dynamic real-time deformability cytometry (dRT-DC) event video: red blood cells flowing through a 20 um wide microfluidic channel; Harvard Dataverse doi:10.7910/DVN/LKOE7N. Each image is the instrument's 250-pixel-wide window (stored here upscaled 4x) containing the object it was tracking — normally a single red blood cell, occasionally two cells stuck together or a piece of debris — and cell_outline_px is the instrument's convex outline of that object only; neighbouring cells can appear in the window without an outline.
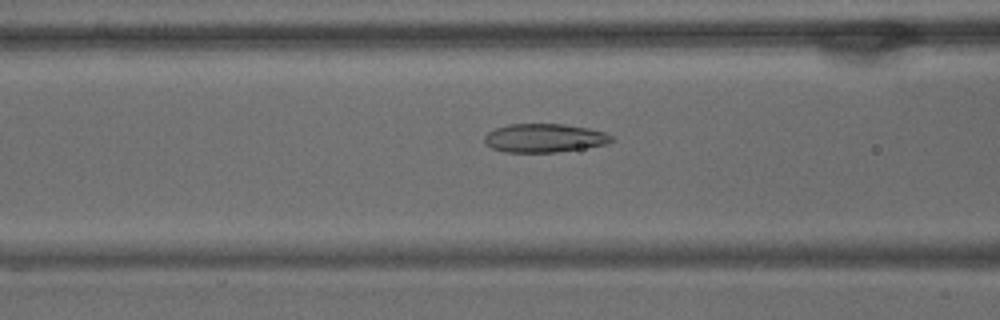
{"species": "common noctule bat (a hibernating species)", "species_latin": "Nyctalus noctula", "temperature_condition": "warm", "stored_images_in_passage": 58, "camera_frame_rate_fps": 3000, "um_per_image_px": 0.085, "animal": {"sex": "male", "body_mass_g": 15.6}, "frame": {"image": 1, "passage_image": 23, "time_ms": 7.333, "image_size_px": [1000, 320], "cell_outline_px": [[612, 140], [604, 144], [556, 152], [504, 152], [492, 148], [484, 140], [484, 136], [488, 132], [496, 128], [508, 124], [564, 124], [588, 128], [604, 132], [612, 136]], "centroid_in_image_um": [46.22, 11.72], "position_along_channel_um": 120.4, "area_um2": 20.87}}
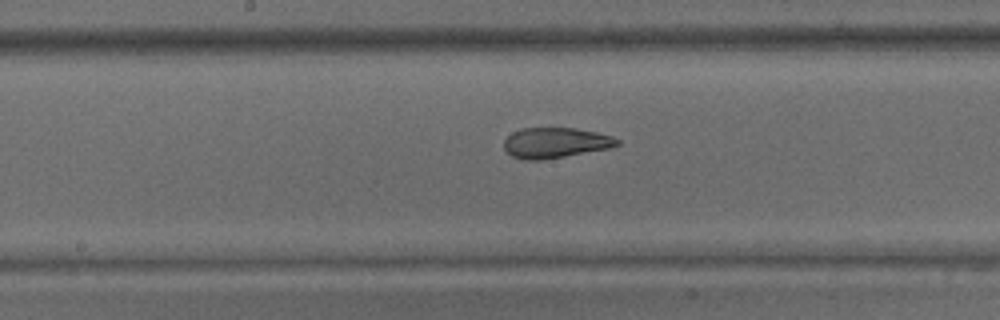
{"frame": {"image": 2, "passage_image": 30, "time_ms": 9.667, "image_size_px": [1000, 320], "cell_outline_px": [[620, 144], [608, 148], [564, 156], [540, 160], [524, 160], [512, 156], [504, 148], [504, 140], [512, 132], [520, 128], [576, 128], [596, 132], [612, 136], [620, 140]], "centroid_in_image_um": [47.19, 12.13], "position_along_channel_um": 201.0, "area_um2": 19.94}}
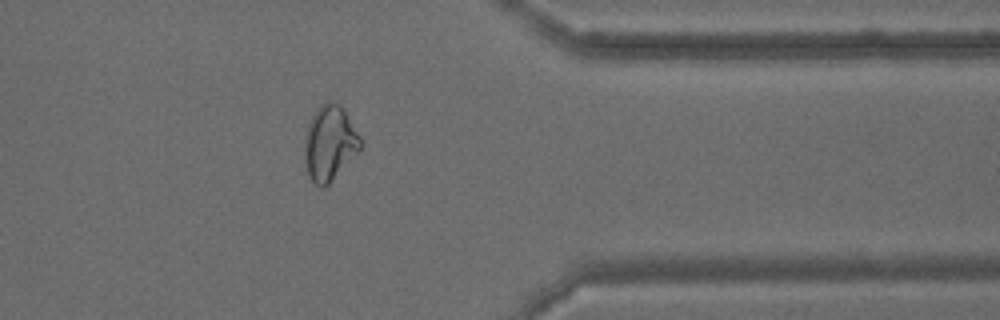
{"frame": {"image": 3, "passage_image": 47, "time_ms": 15.333, "image_size_px": [1000, 320], "cell_outline_px": [[360, 148], [328, 184], [324, 188], [320, 188], [308, 176], [304, 160], [304, 136], [308, 124], [316, 108], [320, 104], [328, 100], [332, 100], [340, 104], [344, 108], [360, 136]], "centroid_in_image_um": [27.98, 12.11], "position_along_channel_um": 383.4, "area_um2": 24.45}, "authors_computed_cell_mechanics": {"area_um2": 24.2471, "velocity_mm_per_s": 3.4453, "shape_relaxation_time_tau1_ms": null, "shape_relaxation_time_tau2_ms": 1.8825, "deformation_change_tau1": null, "deformation_change_tau2": 0.0859}}